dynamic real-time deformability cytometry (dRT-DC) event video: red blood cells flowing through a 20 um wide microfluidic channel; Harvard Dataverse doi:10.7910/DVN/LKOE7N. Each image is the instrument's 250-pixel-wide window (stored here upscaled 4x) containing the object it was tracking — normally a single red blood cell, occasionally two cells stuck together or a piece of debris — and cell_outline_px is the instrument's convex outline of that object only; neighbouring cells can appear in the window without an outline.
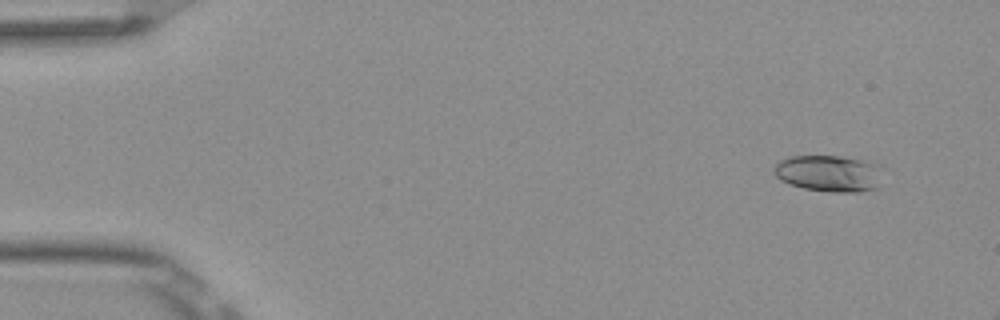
{"species": "Egyptian fruit bat (a non-hibernating species)", "species_latin": "Rousettus aegyptiacus", "temperature_condition": "room temperature", "stored_images_in_passage": 4, "camera_frame_rate_fps": 3000, "um_per_image_px": 0.085, "frame": {"image": 1, "passage_image": 1, "time_ms": 0.0, "image_size_px": [1000, 320], "cell_outline_px": [[888, 168], [880, 188], [860, 192], [832, 192], [804, 188], [788, 184], [780, 180], [776, 176], [772, 168], [780, 160], [792, 156], [840, 156], [864, 160], [880, 164]], "centroid_in_image_um": [70.61, 14.74], "position_along_channel_um": 14.4, "area_um2": 24.16}}